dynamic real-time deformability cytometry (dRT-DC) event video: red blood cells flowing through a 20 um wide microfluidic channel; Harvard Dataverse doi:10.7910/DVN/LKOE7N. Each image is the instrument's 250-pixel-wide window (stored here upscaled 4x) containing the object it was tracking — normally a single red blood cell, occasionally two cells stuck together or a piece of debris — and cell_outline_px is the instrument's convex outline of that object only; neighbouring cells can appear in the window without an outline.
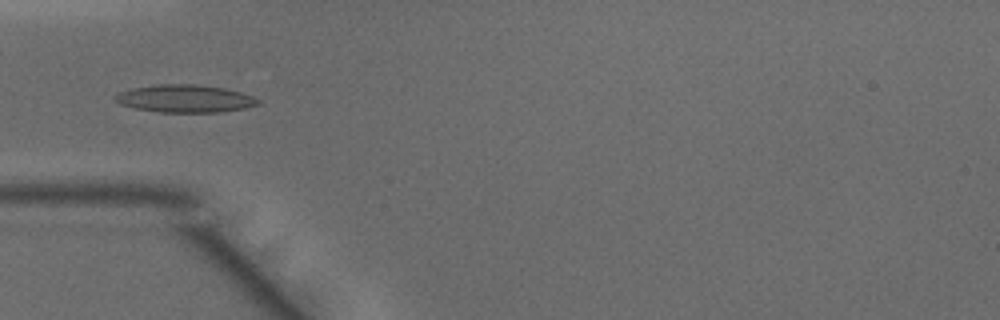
{"species": "common noctule bat (a hibernating species)", "species_latin": "Nyctalus noctula", "temperature_condition": "warm", "stored_images_in_passage": 44, "camera_frame_rate_fps": 3000, "um_per_image_px": 0.085, "animal": {"sex": "male", "body_mass_g": 15.6}, "frame": {"image": 1, "passage_image": 11, "time_ms": 3.333, "image_size_px": [1000, 320], "cell_outline_px": [[260, 104], [244, 108], [220, 112], [160, 112], [132, 108], [120, 104], [112, 100], [112, 96], [120, 92], [132, 88], [160, 84], [196, 84], [224, 88], [240, 92], [252, 96], [260, 100]], "centroid_in_image_um": [15.68, 8.38], "position_along_channel_um": 69.3, "area_um2": 23.12}}
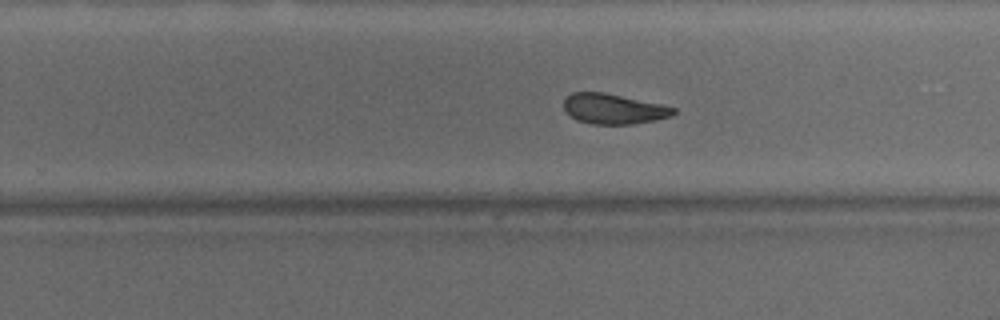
{"frame": {"image": 2, "passage_image": 26, "time_ms": 8.333, "image_size_px": [1000, 320], "cell_outline_px": [[676, 112], [672, 116], [656, 120], [632, 124], [592, 124], [576, 120], [564, 112], [564, 100], [572, 92], [604, 92], [660, 104], [676, 108]], "centroid_in_image_um": [52.13, 9.26], "position_along_channel_um": 277.7, "area_um2": 19.36}}
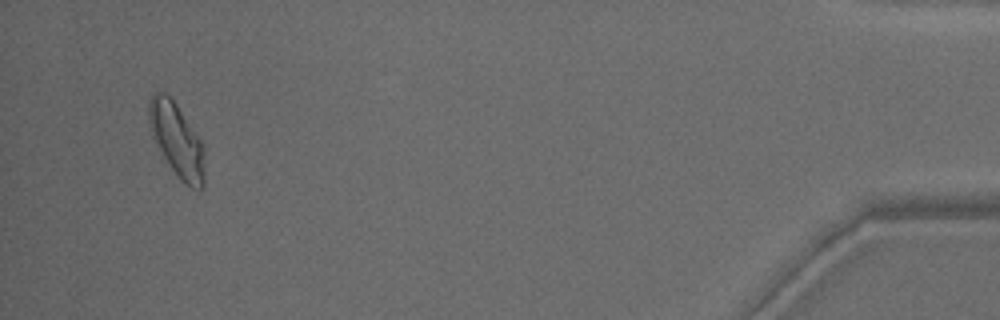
{"frame": {"image": 3, "passage_image": 42, "time_ms": 13.667, "image_size_px": [1000, 320], "cell_outline_px": [[204, 188], [192, 188], [184, 184], [176, 176], [160, 156], [148, 120], [148, 100], [152, 92], [164, 92], [176, 104], [200, 140], [204, 148]], "centroid_in_image_um": [15.0, 11.94], "position_along_channel_um": 420.2, "area_um2": 24.04}, "authors_computed_cell_mechanics": {"area_um2": 20.808, "velocity_mm_per_s": 4.1512, "shape_relaxation_time_tau1_ms": 5.8588, "shape_relaxation_time_tau2_ms": 1.3206, "deformation_change_tau1": 0.1866, "deformation_change_tau2": 0.0814}}